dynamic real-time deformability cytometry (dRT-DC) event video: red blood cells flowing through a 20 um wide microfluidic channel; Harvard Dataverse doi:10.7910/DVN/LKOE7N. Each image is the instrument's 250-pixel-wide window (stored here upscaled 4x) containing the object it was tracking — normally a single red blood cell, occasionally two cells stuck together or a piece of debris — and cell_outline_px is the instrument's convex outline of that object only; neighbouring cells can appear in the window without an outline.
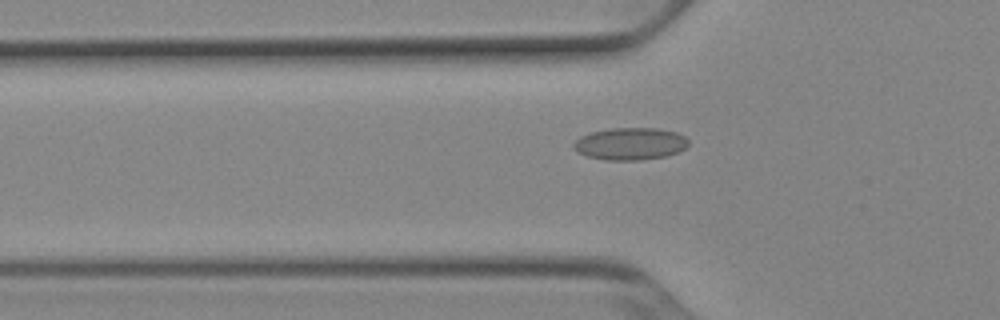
{"species": "Egyptian fruit bat (a non-hibernating species)", "species_latin": "Rousettus aegyptiacus", "temperature_condition": "cold", "stored_images_in_passage": 53, "camera_frame_rate_fps": 3000, "um_per_image_px": 0.085, "animal": {"sex": "female"}, "frame": {"image": 1, "passage_image": 18, "time_ms": 5.667, "image_size_px": [1000, 320], "cell_outline_px": [[688, 144], [684, 148], [676, 152], [664, 156], [640, 160], [604, 160], [588, 156], [576, 152], [572, 148], [572, 144], [580, 136], [588, 132], [608, 128], [656, 128], [676, 132], [684, 136], [688, 140]], "centroid_in_image_um": [53.5, 12.21], "position_along_channel_um": 72.3, "area_um2": 21.68}}
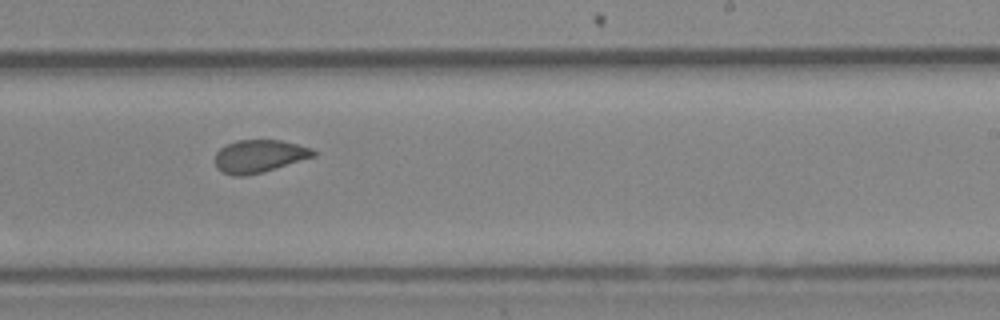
{"frame": {"image": 2, "passage_image": 33, "time_ms": 10.667, "image_size_px": [1000, 320], "cell_outline_px": [[316, 156], [260, 172], [244, 176], [232, 176], [216, 168], [216, 152], [220, 148], [236, 140], [280, 140], [312, 148], [316, 152]], "centroid_in_image_um": [22.02, 13.26], "position_along_channel_um": 267.0, "area_um2": 18.5}}
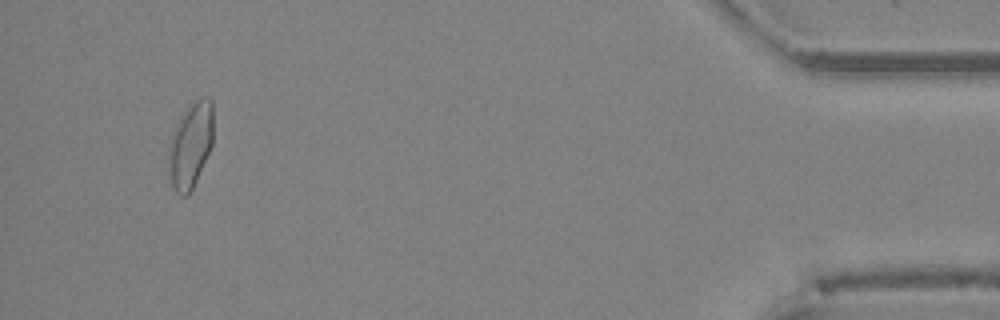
{"frame": {"image": 3, "passage_image": 50, "time_ms": 16.333, "image_size_px": [1000, 320], "cell_outline_px": [[212, 144], [196, 180], [188, 196], [180, 196], [176, 192], [168, 176], [168, 148], [172, 136], [184, 112], [196, 100], [204, 96], [208, 96], [212, 100]], "centroid_in_image_um": [16.18, 12.38], "position_along_channel_um": 419.0, "area_um2": 21.85}, "authors_computed_cell_mechanics": {"area_um2": 20.1144, "velocity_mm_per_s": 3.9131, "shape_relaxation_time_tau1_ms": 8.2782, "shape_relaxation_time_tau2_ms": 1.4411, "deformation_change_tau1": 0.1502, "deformation_change_tau2": 0.0469}}